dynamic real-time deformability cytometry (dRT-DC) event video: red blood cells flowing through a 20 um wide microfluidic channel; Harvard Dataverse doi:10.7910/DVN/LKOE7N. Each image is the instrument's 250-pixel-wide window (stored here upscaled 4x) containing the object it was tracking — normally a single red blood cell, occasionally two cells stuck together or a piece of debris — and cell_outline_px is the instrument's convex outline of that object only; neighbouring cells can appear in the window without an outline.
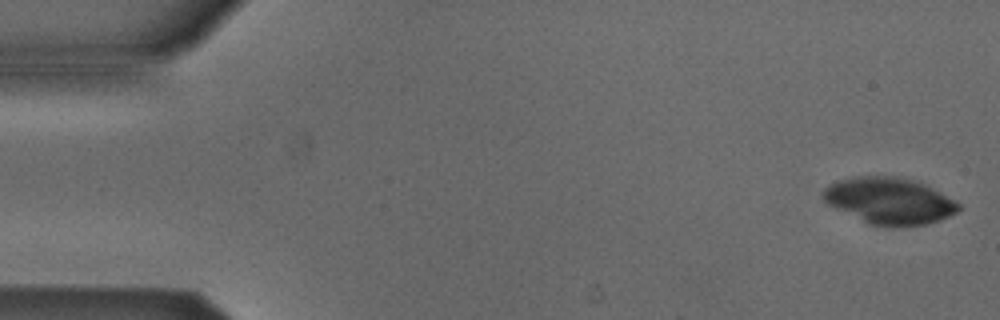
{"species": "Egyptian fruit bat (a non-hibernating species)", "species_latin": "Rousettus aegyptiacus", "temperature_condition": "cold", "stored_images_in_passage": 53, "camera_frame_rate_fps": 3000, "um_per_image_px": 0.085, "animal": {"sex": "male"}, "frame": {"image": 1, "passage_image": 1, "time_ms": 0.0, "image_size_px": [1000, 320], "cell_outline_px": [[960, 208], [956, 212], [940, 220], [924, 224], [896, 228], [888, 228], [868, 224], [828, 204], [824, 200], [824, 188], [828, 184], [836, 180], [852, 176], [900, 176], [924, 184], [940, 192], [960, 204]], "centroid_in_image_um": [75.57, 17.08], "position_along_channel_um": 9.4, "area_um2": 36.88}}